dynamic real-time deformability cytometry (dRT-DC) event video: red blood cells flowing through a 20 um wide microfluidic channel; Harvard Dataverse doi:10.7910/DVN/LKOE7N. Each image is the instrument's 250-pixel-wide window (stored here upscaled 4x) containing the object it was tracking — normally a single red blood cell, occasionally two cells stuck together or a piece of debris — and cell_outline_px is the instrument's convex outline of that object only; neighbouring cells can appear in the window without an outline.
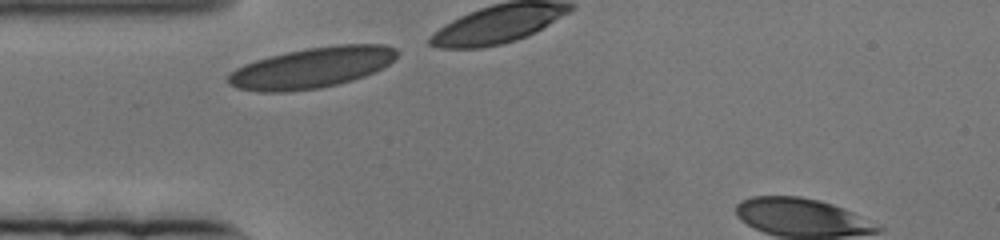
{"species": "human", "species_latin": "Homo sapiens", "temperature_condition": "cold", "stored_images_in_passage": 7, "camera_frame_rate_fps": 3000, "um_per_image_px": 0.085, "donor": {"sex": "female"}, "frame": {"image": 1, "passage_image": 1, "time_ms": 0.0, "image_size_px": [1000, 240], "cell_outline_px": [[396, 56], [384, 68], [376, 72], [352, 80], [320, 88], [288, 92], [260, 92], [236, 88], [228, 84], [224, 80], [236, 68], [244, 64], [256, 60], [288, 52], [308, 48], [340, 44], [384, 44], [396, 48]], "centroid_in_image_um": [26.49, 5.77], "position_along_channel_um": 58.5, "area_um2": 40.0}}